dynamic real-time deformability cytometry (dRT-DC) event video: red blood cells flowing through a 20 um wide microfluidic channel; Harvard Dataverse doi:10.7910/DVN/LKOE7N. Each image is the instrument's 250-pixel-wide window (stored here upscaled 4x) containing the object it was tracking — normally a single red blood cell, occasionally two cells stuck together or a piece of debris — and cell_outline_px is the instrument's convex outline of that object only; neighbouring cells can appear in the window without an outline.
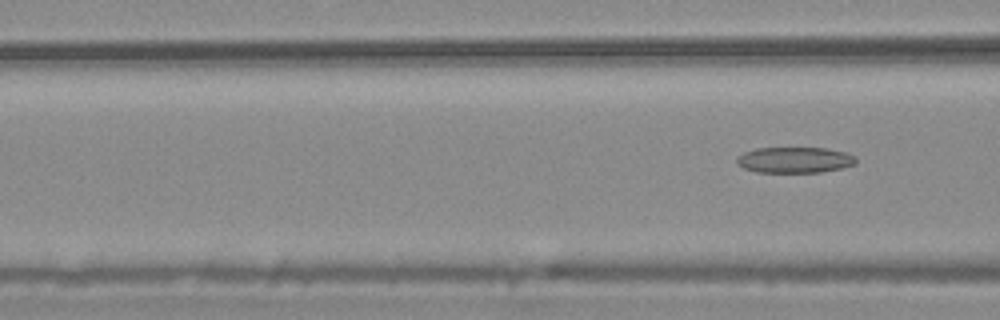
{"species": "common noctule bat (a hibernating species)", "species_latin": "Nyctalus noctula", "temperature_condition": "warm", "stored_images_in_passage": 7, "segment_of_instrument_passage": [2, 2], "camera_frame_rate_fps": 3000, "um_per_image_px": 0.085, "animal": {"sex": "male", "body_mass_g": 20.4}, "frame": {"image": 1, "passage_image": 7, "time_ms": 2.0, "image_size_px": [1000, 320], "cell_outline_px": [[856, 164], [844, 168], [820, 172], [756, 172], [744, 168], [736, 164], [736, 160], [744, 152], [756, 148], [828, 148], [844, 152], [856, 156]], "centroid_in_image_um": [67.57, 13.6], "position_along_channel_um": 99.0, "area_um2": 18.03}}